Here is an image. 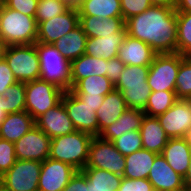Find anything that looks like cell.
Instances as JSON below:
<instances>
[{"label": "cell", "instance_id": "f546056e", "mask_svg": "<svg viewBox=\"0 0 191 191\" xmlns=\"http://www.w3.org/2000/svg\"><path fill=\"white\" fill-rule=\"evenodd\" d=\"M115 89L106 76H90L81 79L71 91L76 96H105Z\"/></svg>", "mask_w": 191, "mask_h": 191}, {"label": "cell", "instance_id": "2e32d148", "mask_svg": "<svg viewBox=\"0 0 191 191\" xmlns=\"http://www.w3.org/2000/svg\"><path fill=\"white\" fill-rule=\"evenodd\" d=\"M35 125L51 139L76 130L62 101L39 116L35 120Z\"/></svg>", "mask_w": 191, "mask_h": 191}, {"label": "cell", "instance_id": "d590c367", "mask_svg": "<svg viewBox=\"0 0 191 191\" xmlns=\"http://www.w3.org/2000/svg\"><path fill=\"white\" fill-rule=\"evenodd\" d=\"M122 96L128 108L144 110L151 94L149 85L125 88Z\"/></svg>", "mask_w": 191, "mask_h": 191}, {"label": "cell", "instance_id": "d4e9b609", "mask_svg": "<svg viewBox=\"0 0 191 191\" xmlns=\"http://www.w3.org/2000/svg\"><path fill=\"white\" fill-rule=\"evenodd\" d=\"M35 125L27 111L7 114L0 126V138L15 143Z\"/></svg>", "mask_w": 191, "mask_h": 191}, {"label": "cell", "instance_id": "d6a6232c", "mask_svg": "<svg viewBox=\"0 0 191 191\" xmlns=\"http://www.w3.org/2000/svg\"><path fill=\"white\" fill-rule=\"evenodd\" d=\"M177 14V53L191 56V12Z\"/></svg>", "mask_w": 191, "mask_h": 191}, {"label": "cell", "instance_id": "ee69618b", "mask_svg": "<svg viewBox=\"0 0 191 191\" xmlns=\"http://www.w3.org/2000/svg\"><path fill=\"white\" fill-rule=\"evenodd\" d=\"M62 191H89V181L82 171H76Z\"/></svg>", "mask_w": 191, "mask_h": 191}, {"label": "cell", "instance_id": "7a4b0ae2", "mask_svg": "<svg viewBox=\"0 0 191 191\" xmlns=\"http://www.w3.org/2000/svg\"><path fill=\"white\" fill-rule=\"evenodd\" d=\"M37 29L35 16L12 10L0 1V37L8 46L35 44Z\"/></svg>", "mask_w": 191, "mask_h": 191}, {"label": "cell", "instance_id": "c3c4849f", "mask_svg": "<svg viewBox=\"0 0 191 191\" xmlns=\"http://www.w3.org/2000/svg\"><path fill=\"white\" fill-rule=\"evenodd\" d=\"M152 6H163L167 8H175L177 0H150Z\"/></svg>", "mask_w": 191, "mask_h": 191}, {"label": "cell", "instance_id": "db71d44e", "mask_svg": "<svg viewBox=\"0 0 191 191\" xmlns=\"http://www.w3.org/2000/svg\"><path fill=\"white\" fill-rule=\"evenodd\" d=\"M183 139L189 144V146L191 147V128H189L185 135L183 136Z\"/></svg>", "mask_w": 191, "mask_h": 191}, {"label": "cell", "instance_id": "4fadbf2b", "mask_svg": "<svg viewBox=\"0 0 191 191\" xmlns=\"http://www.w3.org/2000/svg\"><path fill=\"white\" fill-rule=\"evenodd\" d=\"M169 138H183L191 128V101L178 99L165 113L157 116Z\"/></svg>", "mask_w": 191, "mask_h": 191}, {"label": "cell", "instance_id": "7402d4cb", "mask_svg": "<svg viewBox=\"0 0 191 191\" xmlns=\"http://www.w3.org/2000/svg\"><path fill=\"white\" fill-rule=\"evenodd\" d=\"M145 113L143 110L127 108V110L121 114V116L113 122L111 125L106 127L100 134L101 139L113 142L116 138L122 134L139 130Z\"/></svg>", "mask_w": 191, "mask_h": 191}, {"label": "cell", "instance_id": "816d5d0a", "mask_svg": "<svg viewBox=\"0 0 191 191\" xmlns=\"http://www.w3.org/2000/svg\"><path fill=\"white\" fill-rule=\"evenodd\" d=\"M7 48H8V45L0 37V61L5 59V54H6Z\"/></svg>", "mask_w": 191, "mask_h": 191}, {"label": "cell", "instance_id": "52a82bcc", "mask_svg": "<svg viewBox=\"0 0 191 191\" xmlns=\"http://www.w3.org/2000/svg\"><path fill=\"white\" fill-rule=\"evenodd\" d=\"M181 62L182 55L179 53L157 54L149 66L147 78L151 92L175 91Z\"/></svg>", "mask_w": 191, "mask_h": 191}, {"label": "cell", "instance_id": "bcb514c9", "mask_svg": "<svg viewBox=\"0 0 191 191\" xmlns=\"http://www.w3.org/2000/svg\"><path fill=\"white\" fill-rule=\"evenodd\" d=\"M82 102L86 103L90 107H93L95 111L102 105L104 96H77Z\"/></svg>", "mask_w": 191, "mask_h": 191}, {"label": "cell", "instance_id": "60d3db41", "mask_svg": "<svg viewBox=\"0 0 191 191\" xmlns=\"http://www.w3.org/2000/svg\"><path fill=\"white\" fill-rule=\"evenodd\" d=\"M39 0H1L8 8L22 14L35 16Z\"/></svg>", "mask_w": 191, "mask_h": 191}, {"label": "cell", "instance_id": "74e56055", "mask_svg": "<svg viewBox=\"0 0 191 191\" xmlns=\"http://www.w3.org/2000/svg\"><path fill=\"white\" fill-rule=\"evenodd\" d=\"M68 8L69 6L63 2L39 0L35 14L36 22L38 24L39 22L55 18L64 13Z\"/></svg>", "mask_w": 191, "mask_h": 191}, {"label": "cell", "instance_id": "30bf717a", "mask_svg": "<svg viewBox=\"0 0 191 191\" xmlns=\"http://www.w3.org/2000/svg\"><path fill=\"white\" fill-rule=\"evenodd\" d=\"M61 101L76 130L93 137L99 136V124L93 107L82 102L71 90L65 91Z\"/></svg>", "mask_w": 191, "mask_h": 191}, {"label": "cell", "instance_id": "603a6c76", "mask_svg": "<svg viewBox=\"0 0 191 191\" xmlns=\"http://www.w3.org/2000/svg\"><path fill=\"white\" fill-rule=\"evenodd\" d=\"M127 105L122 93L116 89L104 96L102 105L96 111L99 124V134L113 122H115L121 114L127 110Z\"/></svg>", "mask_w": 191, "mask_h": 191}, {"label": "cell", "instance_id": "83f0119b", "mask_svg": "<svg viewBox=\"0 0 191 191\" xmlns=\"http://www.w3.org/2000/svg\"><path fill=\"white\" fill-rule=\"evenodd\" d=\"M77 10L79 16L122 18L120 0H81Z\"/></svg>", "mask_w": 191, "mask_h": 191}, {"label": "cell", "instance_id": "8992f818", "mask_svg": "<svg viewBox=\"0 0 191 191\" xmlns=\"http://www.w3.org/2000/svg\"><path fill=\"white\" fill-rule=\"evenodd\" d=\"M5 60L17 82L40 79V60L35 44L8 46Z\"/></svg>", "mask_w": 191, "mask_h": 191}, {"label": "cell", "instance_id": "b9f144b4", "mask_svg": "<svg viewBox=\"0 0 191 191\" xmlns=\"http://www.w3.org/2000/svg\"><path fill=\"white\" fill-rule=\"evenodd\" d=\"M117 191H153L148 179H129L123 177Z\"/></svg>", "mask_w": 191, "mask_h": 191}, {"label": "cell", "instance_id": "ffe728a7", "mask_svg": "<svg viewBox=\"0 0 191 191\" xmlns=\"http://www.w3.org/2000/svg\"><path fill=\"white\" fill-rule=\"evenodd\" d=\"M126 27L113 36L87 38L84 54L106 60L116 58L118 49L126 36Z\"/></svg>", "mask_w": 191, "mask_h": 191}, {"label": "cell", "instance_id": "1f68e13d", "mask_svg": "<svg viewBox=\"0 0 191 191\" xmlns=\"http://www.w3.org/2000/svg\"><path fill=\"white\" fill-rule=\"evenodd\" d=\"M177 100L175 91L151 92L143 111L145 115L157 117L165 113Z\"/></svg>", "mask_w": 191, "mask_h": 191}, {"label": "cell", "instance_id": "f907efd6", "mask_svg": "<svg viewBox=\"0 0 191 191\" xmlns=\"http://www.w3.org/2000/svg\"><path fill=\"white\" fill-rule=\"evenodd\" d=\"M5 102H6V99L0 96V126L7 115V113L5 112Z\"/></svg>", "mask_w": 191, "mask_h": 191}, {"label": "cell", "instance_id": "4dcf8cb0", "mask_svg": "<svg viewBox=\"0 0 191 191\" xmlns=\"http://www.w3.org/2000/svg\"><path fill=\"white\" fill-rule=\"evenodd\" d=\"M149 66L125 65L115 89L122 92L125 88L147 86Z\"/></svg>", "mask_w": 191, "mask_h": 191}, {"label": "cell", "instance_id": "d6986e66", "mask_svg": "<svg viewBox=\"0 0 191 191\" xmlns=\"http://www.w3.org/2000/svg\"><path fill=\"white\" fill-rule=\"evenodd\" d=\"M79 25L88 38L113 36L125 27L123 18L79 16Z\"/></svg>", "mask_w": 191, "mask_h": 191}, {"label": "cell", "instance_id": "e0dca14e", "mask_svg": "<svg viewBox=\"0 0 191 191\" xmlns=\"http://www.w3.org/2000/svg\"><path fill=\"white\" fill-rule=\"evenodd\" d=\"M156 55L147 43L126 34L117 57L125 65L150 66Z\"/></svg>", "mask_w": 191, "mask_h": 191}, {"label": "cell", "instance_id": "6da1fadb", "mask_svg": "<svg viewBox=\"0 0 191 191\" xmlns=\"http://www.w3.org/2000/svg\"><path fill=\"white\" fill-rule=\"evenodd\" d=\"M127 35L147 43L157 54L177 53L175 8L151 6L125 21Z\"/></svg>", "mask_w": 191, "mask_h": 191}, {"label": "cell", "instance_id": "4316f807", "mask_svg": "<svg viewBox=\"0 0 191 191\" xmlns=\"http://www.w3.org/2000/svg\"><path fill=\"white\" fill-rule=\"evenodd\" d=\"M87 38L82 27L78 25L68 34L59 38L53 45L62 56L71 62L84 54Z\"/></svg>", "mask_w": 191, "mask_h": 191}, {"label": "cell", "instance_id": "5bb4252c", "mask_svg": "<svg viewBox=\"0 0 191 191\" xmlns=\"http://www.w3.org/2000/svg\"><path fill=\"white\" fill-rule=\"evenodd\" d=\"M76 171L71 165L48 157L41 165L38 191H62Z\"/></svg>", "mask_w": 191, "mask_h": 191}, {"label": "cell", "instance_id": "11a10c76", "mask_svg": "<svg viewBox=\"0 0 191 191\" xmlns=\"http://www.w3.org/2000/svg\"><path fill=\"white\" fill-rule=\"evenodd\" d=\"M0 191H7V190L4 189V188L0 185Z\"/></svg>", "mask_w": 191, "mask_h": 191}, {"label": "cell", "instance_id": "8fae6325", "mask_svg": "<svg viewBox=\"0 0 191 191\" xmlns=\"http://www.w3.org/2000/svg\"><path fill=\"white\" fill-rule=\"evenodd\" d=\"M50 141L51 138L34 125L14 143L16 159L43 162L49 157Z\"/></svg>", "mask_w": 191, "mask_h": 191}, {"label": "cell", "instance_id": "f5cc1de1", "mask_svg": "<svg viewBox=\"0 0 191 191\" xmlns=\"http://www.w3.org/2000/svg\"><path fill=\"white\" fill-rule=\"evenodd\" d=\"M52 1H58L66 3L69 7H77L81 0H52Z\"/></svg>", "mask_w": 191, "mask_h": 191}, {"label": "cell", "instance_id": "484cf974", "mask_svg": "<svg viewBox=\"0 0 191 191\" xmlns=\"http://www.w3.org/2000/svg\"><path fill=\"white\" fill-rule=\"evenodd\" d=\"M157 155L158 154L146 149H140L126 155L123 177L129 179H147Z\"/></svg>", "mask_w": 191, "mask_h": 191}, {"label": "cell", "instance_id": "9c48e42d", "mask_svg": "<svg viewBox=\"0 0 191 191\" xmlns=\"http://www.w3.org/2000/svg\"><path fill=\"white\" fill-rule=\"evenodd\" d=\"M85 167L107 170L123 177L125 156L115 148L113 142L95 136L90 142L88 160Z\"/></svg>", "mask_w": 191, "mask_h": 191}, {"label": "cell", "instance_id": "cb8c5ba5", "mask_svg": "<svg viewBox=\"0 0 191 191\" xmlns=\"http://www.w3.org/2000/svg\"><path fill=\"white\" fill-rule=\"evenodd\" d=\"M90 76L107 77V60L86 54L71 61V89L83 78Z\"/></svg>", "mask_w": 191, "mask_h": 191}, {"label": "cell", "instance_id": "7bdbcfd3", "mask_svg": "<svg viewBox=\"0 0 191 191\" xmlns=\"http://www.w3.org/2000/svg\"><path fill=\"white\" fill-rule=\"evenodd\" d=\"M17 83L12 70L5 59L0 61V95H2L9 86Z\"/></svg>", "mask_w": 191, "mask_h": 191}, {"label": "cell", "instance_id": "f1b7e54d", "mask_svg": "<svg viewBox=\"0 0 191 191\" xmlns=\"http://www.w3.org/2000/svg\"><path fill=\"white\" fill-rule=\"evenodd\" d=\"M81 171L89 181V191H117L123 178L107 170L92 167H84Z\"/></svg>", "mask_w": 191, "mask_h": 191}, {"label": "cell", "instance_id": "3957f363", "mask_svg": "<svg viewBox=\"0 0 191 191\" xmlns=\"http://www.w3.org/2000/svg\"><path fill=\"white\" fill-rule=\"evenodd\" d=\"M92 138V135L78 130L53 138L50 141L49 158L81 171L86 166Z\"/></svg>", "mask_w": 191, "mask_h": 191}, {"label": "cell", "instance_id": "9a60e30c", "mask_svg": "<svg viewBox=\"0 0 191 191\" xmlns=\"http://www.w3.org/2000/svg\"><path fill=\"white\" fill-rule=\"evenodd\" d=\"M147 179L153 190L187 191L183 177L172 169L162 154L155 157Z\"/></svg>", "mask_w": 191, "mask_h": 191}, {"label": "cell", "instance_id": "e575fe53", "mask_svg": "<svg viewBox=\"0 0 191 191\" xmlns=\"http://www.w3.org/2000/svg\"><path fill=\"white\" fill-rule=\"evenodd\" d=\"M175 93L178 99H191V56H183L176 78Z\"/></svg>", "mask_w": 191, "mask_h": 191}, {"label": "cell", "instance_id": "f35d334b", "mask_svg": "<svg viewBox=\"0 0 191 191\" xmlns=\"http://www.w3.org/2000/svg\"><path fill=\"white\" fill-rule=\"evenodd\" d=\"M14 143L0 138V176L16 162Z\"/></svg>", "mask_w": 191, "mask_h": 191}, {"label": "cell", "instance_id": "277c9868", "mask_svg": "<svg viewBox=\"0 0 191 191\" xmlns=\"http://www.w3.org/2000/svg\"><path fill=\"white\" fill-rule=\"evenodd\" d=\"M35 45L40 60V79L64 91L71 90V62L53 44L36 42Z\"/></svg>", "mask_w": 191, "mask_h": 191}, {"label": "cell", "instance_id": "5b68a950", "mask_svg": "<svg viewBox=\"0 0 191 191\" xmlns=\"http://www.w3.org/2000/svg\"><path fill=\"white\" fill-rule=\"evenodd\" d=\"M25 92V111H27L34 120L47 110L58 105L65 93V91L57 85L41 79L26 82Z\"/></svg>", "mask_w": 191, "mask_h": 191}, {"label": "cell", "instance_id": "681fc988", "mask_svg": "<svg viewBox=\"0 0 191 191\" xmlns=\"http://www.w3.org/2000/svg\"><path fill=\"white\" fill-rule=\"evenodd\" d=\"M184 179V185L187 189V191H191V164L188 167V170L185 174V176L183 177Z\"/></svg>", "mask_w": 191, "mask_h": 191}, {"label": "cell", "instance_id": "ac0fdd59", "mask_svg": "<svg viewBox=\"0 0 191 191\" xmlns=\"http://www.w3.org/2000/svg\"><path fill=\"white\" fill-rule=\"evenodd\" d=\"M161 154L175 172L185 176L191 164V147L183 138H169Z\"/></svg>", "mask_w": 191, "mask_h": 191}, {"label": "cell", "instance_id": "836d02e7", "mask_svg": "<svg viewBox=\"0 0 191 191\" xmlns=\"http://www.w3.org/2000/svg\"><path fill=\"white\" fill-rule=\"evenodd\" d=\"M0 96L6 99L5 112L7 114L25 111L26 92L24 82H17L9 86Z\"/></svg>", "mask_w": 191, "mask_h": 191}, {"label": "cell", "instance_id": "ba28073f", "mask_svg": "<svg viewBox=\"0 0 191 191\" xmlns=\"http://www.w3.org/2000/svg\"><path fill=\"white\" fill-rule=\"evenodd\" d=\"M42 162L16 160L15 164L0 179L7 191H38Z\"/></svg>", "mask_w": 191, "mask_h": 191}, {"label": "cell", "instance_id": "44dd1931", "mask_svg": "<svg viewBox=\"0 0 191 191\" xmlns=\"http://www.w3.org/2000/svg\"><path fill=\"white\" fill-rule=\"evenodd\" d=\"M143 149L161 154L169 137L165 134L159 120L155 116L145 115L139 129Z\"/></svg>", "mask_w": 191, "mask_h": 191}, {"label": "cell", "instance_id": "f6af8a7d", "mask_svg": "<svg viewBox=\"0 0 191 191\" xmlns=\"http://www.w3.org/2000/svg\"><path fill=\"white\" fill-rule=\"evenodd\" d=\"M125 67V64L118 57L107 60V78L115 85Z\"/></svg>", "mask_w": 191, "mask_h": 191}, {"label": "cell", "instance_id": "7dc6e473", "mask_svg": "<svg viewBox=\"0 0 191 191\" xmlns=\"http://www.w3.org/2000/svg\"><path fill=\"white\" fill-rule=\"evenodd\" d=\"M176 12H191V0H177Z\"/></svg>", "mask_w": 191, "mask_h": 191}, {"label": "cell", "instance_id": "8d00e7d4", "mask_svg": "<svg viewBox=\"0 0 191 191\" xmlns=\"http://www.w3.org/2000/svg\"><path fill=\"white\" fill-rule=\"evenodd\" d=\"M113 143L115 148L124 156L143 149L139 130L126 132L116 138Z\"/></svg>", "mask_w": 191, "mask_h": 191}, {"label": "cell", "instance_id": "7c38bea8", "mask_svg": "<svg viewBox=\"0 0 191 191\" xmlns=\"http://www.w3.org/2000/svg\"><path fill=\"white\" fill-rule=\"evenodd\" d=\"M79 25L77 7H69L55 18L38 23L37 42L54 44L59 38L68 34Z\"/></svg>", "mask_w": 191, "mask_h": 191}, {"label": "cell", "instance_id": "ab89813d", "mask_svg": "<svg viewBox=\"0 0 191 191\" xmlns=\"http://www.w3.org/2000/svg\"><path fill=\"white\" fill-rule=\"evenodd\" d=\"M120 2L124 21L143 13L152 6L150 0H120Z\"/></svg>", "mask_w": 191, "mask_h": 191}]
</instances>
